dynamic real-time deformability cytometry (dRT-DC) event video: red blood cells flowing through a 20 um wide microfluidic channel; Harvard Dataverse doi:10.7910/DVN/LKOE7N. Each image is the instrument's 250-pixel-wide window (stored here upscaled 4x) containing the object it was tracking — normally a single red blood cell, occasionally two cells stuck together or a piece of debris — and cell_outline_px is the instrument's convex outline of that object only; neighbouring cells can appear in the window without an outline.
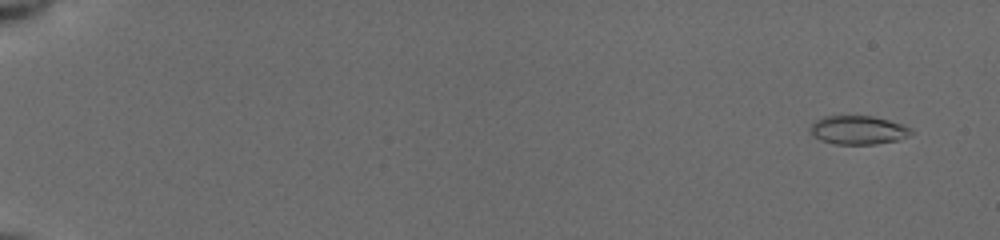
{"species": "common noctule bat (a hibernating species)", "species_latin": "Nyctalus noctula", "temperature_condition": "cold", "stored_images_in_passage": 55, "camera_frame_rate_fps": 3000, "um_per_image_px": 0.085, "animal": {"sex": "female", "body_mass_g": 19.5, "forearm_length_mm": 54.1}, "frame": {"image": 1, "passage_image": 4, "time_ms": 1.0, "image_size_px": [1000, 240], "cell_outline_px": [[912, 132], [908, 136], [896, 140], [876, 144], [836, 144], [820, 140], [808, 132], [808, 128], [820, 116], [840, 112], [872, 116], [904, 124], [912, 128]], "centroid_in_image_um": [72.86, 10.99], "position_along_channel_um": 12.1, "area_um2": 17.74}}
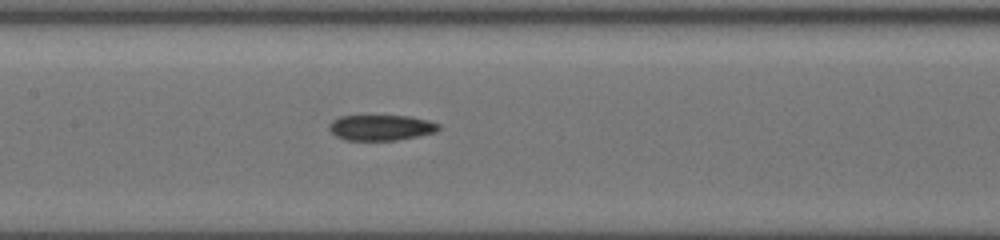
{"frame": {"image": 2, "passage_image": 30, "time_ms": 9.667, "image_size_px": [1000, 240], "cell_outline_px": [[440, 128], [436, 132], [396, 140], [344, 140], [336, 136], [328, 128], [328, 124], [332, 120], [340, 116], [412, 116], [428, 120], [440, 124]], "centroid_in_image_um": [32.38, 10.84], "position_along_channel_um": 175.0, "area_um2": 16.36}}
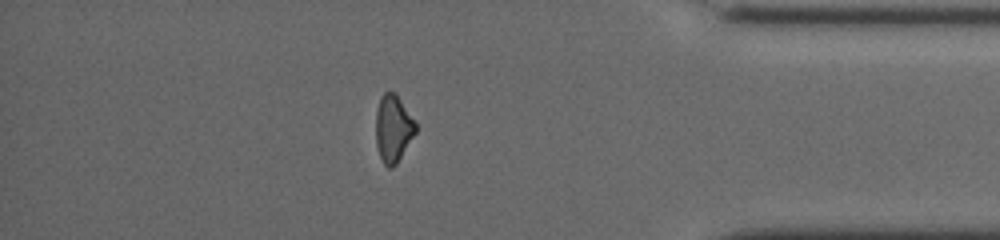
{"frame": {"image": 3, "passage_image": 49, "time_ms": 16.0, "image_size_px": [1000, 240], "cell_outline_px": [[416, 132], [396, 164], [392, 168], [388, 168], [384, 164], [380, 156], [376, 144], [376, 112], [380, 96], [384, 92], [396, 92], [416, 124]], "centroid_in_image_um": [33.4, 10.91], "position_along_channel_um": 401.8, "area_um2": 15.49}, "authors_computed_cell_mechanics": {"area_um2": 16.6464, "velocity_mm_per_s": 3.9538, "shape_relaxation_time_tau1_ms": null, "shape_relaxation_time_tau2_ms": 4.9245, "deformation_change_tau1": null, "deformation_change_tau2": 0.1183}}